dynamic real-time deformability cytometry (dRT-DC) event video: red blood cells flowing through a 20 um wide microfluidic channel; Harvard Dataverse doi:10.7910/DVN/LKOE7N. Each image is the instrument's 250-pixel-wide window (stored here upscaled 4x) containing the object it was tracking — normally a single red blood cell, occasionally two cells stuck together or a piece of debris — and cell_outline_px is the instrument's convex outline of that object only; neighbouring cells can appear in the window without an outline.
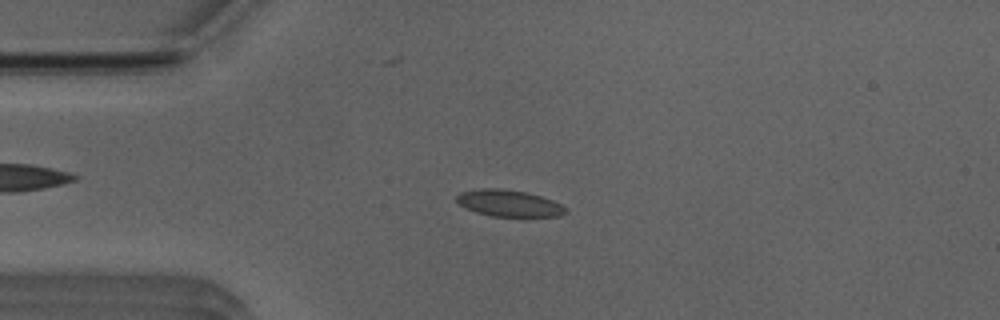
{"species": "Egyptian fruit bat (a non-hibernating species)", "species_latin": "Rousettus aegyptiacus", "temperature_condition": "room temperature", "stored_images_in_passage": 52, "camera_frame_rate_fps": 3000, "um_per_image_px": 0.085, "animal": {"sex": "male"}, "frame": {"image": 1, "passage_image": 12, "time_ms": 3.667, "image_size_px": [1000, 320], "cell_outline_px": [[568, 212], [560, 216], [492, 216], [476, 212], [460, 204], [456, 200], [456, 196], [460, 192], [480, 188], [500, 188], [528, 192], [552, 200], [568, 208]], "centroid_in_image_um": [43.28, 17.26], "position_along_channel_um": 41.7, "area_um2": 16.88}}
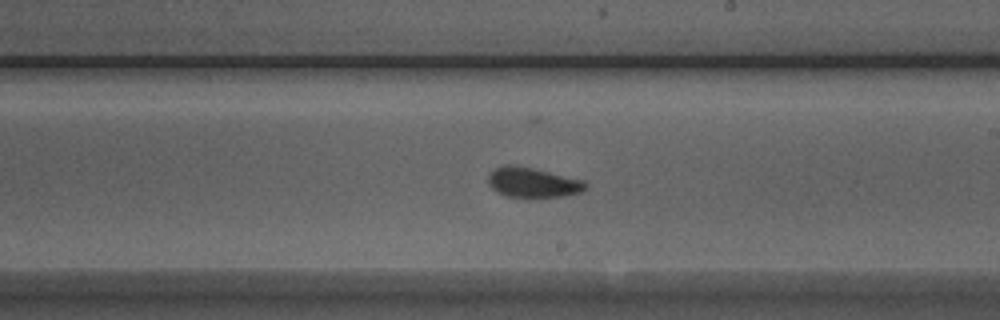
{"frame": {"image": 2, "passage_image": 29, "time_ms": 9.333, "image_size_px": [1000, 320], "cell_outline_px": [[588, 188], [580, 192], [560, 196], [504, 196], [496, 192], [488, 184], [488, 176], [496, 168], [504, 164], [508, 164], [532, 168], [584, 180], [588, 184]], "centroid_in_image_um": [45.28, 15.5], "position_along_channel_um": 243.7, "area_um2": 16.7}}
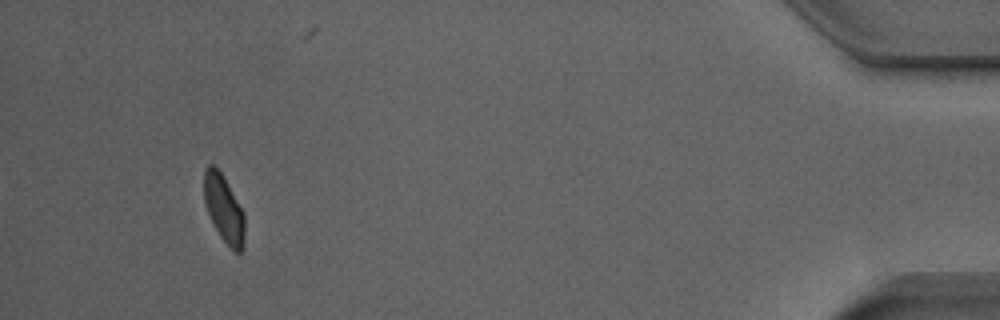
{"frame": {"image": 3, "passage_image": 48, "time_ms": 15.667, "image_size_px": [1000, 320], "cell_outline_px": [[244, 248], [240, 252], [236, 252], [220, 236], [208, 212], [204, 200], [204, 172], [208, 164], [212, 164], [220, 172], [244, 212]], "centroid_in_image_um": [19.03, 17.74], "position_along_channel_um": 416.2, "area_um2": 15.49}, "authors_computed_cell_mechanics": {"area_um2": 16.9354, "velocity_mm_per_s": 3.9283, "shape_relaxation_time_tau1_ms": null, "shape_relaxation_time_tau2_ms": 1.1039, "deformation_change_tau1": null, "deformation_change_tau2": 0.0691}}